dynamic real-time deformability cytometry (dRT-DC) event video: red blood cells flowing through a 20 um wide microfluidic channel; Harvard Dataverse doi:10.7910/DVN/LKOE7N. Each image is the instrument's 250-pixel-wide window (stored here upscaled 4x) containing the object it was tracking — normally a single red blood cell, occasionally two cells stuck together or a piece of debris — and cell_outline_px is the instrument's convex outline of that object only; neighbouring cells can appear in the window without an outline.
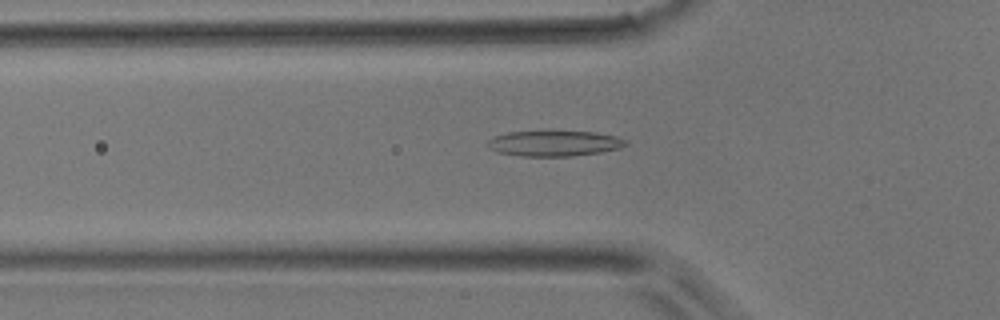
{"species": "common noctule bat (a hibernating species)", "species_latin": "Nyctalus noctula", "temperature_condition": "room temperature", "stored_images_in_passage": 44, "camera_frame_rate_fps": 3000, "um_per_image_px": 0.085, "animal": {"sex": "male", "body_mass_g": 17.9}, "frame": {"image": 1, "passage_image": 12, "time_ms": 3.667, "image_size_px": [1000, 320], "cell_outline_px": [[628, 144], [620, 148], [600, 152], [572, 156], [520, 156], [496, 152], [488, 148], [488, 140], [492, 136], [508, 132], [596, 132], [616, 136], [628, 140]], "centroid_in_image_um": [47.11, 12.19], "position_along_channel_um": 78.7, "area_um2": 20.52}}
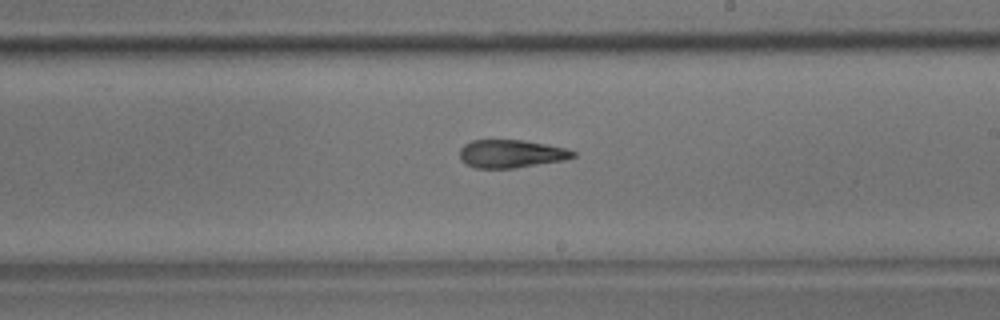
{"frame": {"image": 2, "passage_image": 24, "time_ms": 7.667, "image_size_px": [1000, 320], "cell_outline_px": [[576, 156], [564, 160], [516, 168], [476, 168], [460, 160], [460, 148], [464, 144], [472, 140], [524, 140], [564, 148], [576, 152]], "centroid_in_image_um": [43.43, 13.07], "position_along_channel_um": 245.6, "area_um2": 18.44}}
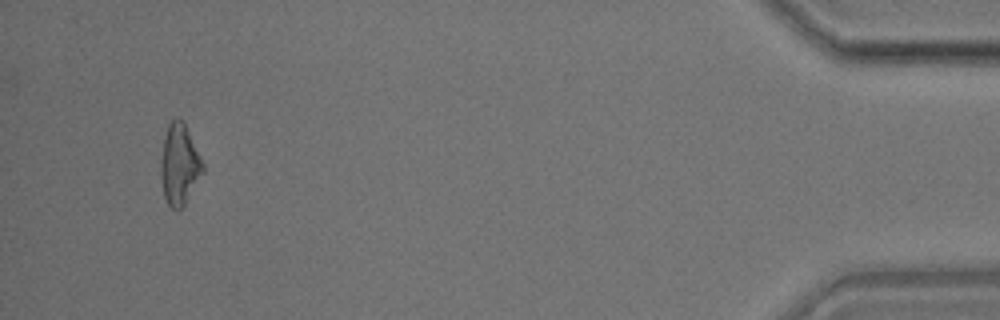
{"frame": {"image": 3, "passage_image": 42, "time_ms": 13.667, "image_size_px": [1000, 320], "cell_outline_px": [[204, 172], [184, 204], [180, 208], [172, 208], [168, 204], [164, 196], [160, 172], [160, 160], [164, 136], [168, 124], [172, 120], [184, 120], [204, 164]], "centroid_in_image_um": [15.25, 13.95], "position_along_channel_um": 419.9, "area_um2": 19.71}}